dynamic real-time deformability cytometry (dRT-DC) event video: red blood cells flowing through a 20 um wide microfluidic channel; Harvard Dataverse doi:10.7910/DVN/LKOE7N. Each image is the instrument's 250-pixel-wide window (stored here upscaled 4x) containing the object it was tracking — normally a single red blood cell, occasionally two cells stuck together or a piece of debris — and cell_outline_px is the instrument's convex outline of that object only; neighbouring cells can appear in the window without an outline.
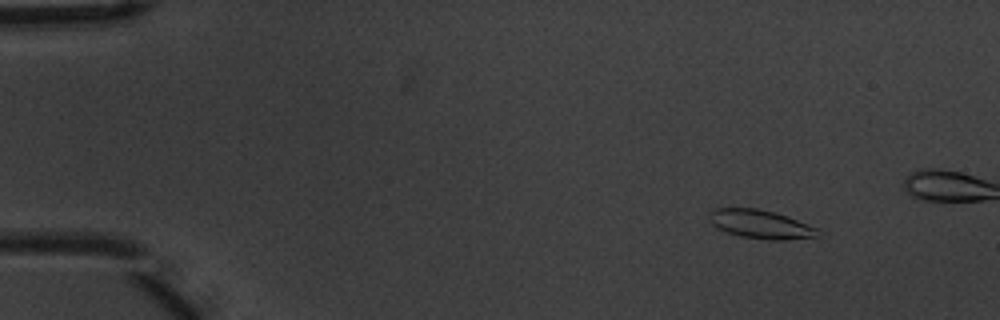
{"species": "common noctule bat (a hibernating species)", "species_latin": "Nyctalus noctula", "temperature_condition": "warm", "stored_images_in_passage": 5, "camera_frame_rate_fps": 3000, "um_per_image_px": 0.085, "animal": {"sex": "male", "body_mass_g": 20.1, "forearm_length_mm": 53.5}, "frame": {"image": 1, "passage_image": 2, "time_ms": 0.333, "image_size_px": [1000, 320], "cell_outline_px": [[820, 228], [816, 236], [784, 240], [772, 240], [740, 236], [728, 232], [712, 224], [708, 220], [708, 212], [716, 208], [756, 208], [776, 212]], "centroid_in_image_um": [64.64, 19.04], "position_along_channel_um": 20.4, "area_um2": 18.09}}